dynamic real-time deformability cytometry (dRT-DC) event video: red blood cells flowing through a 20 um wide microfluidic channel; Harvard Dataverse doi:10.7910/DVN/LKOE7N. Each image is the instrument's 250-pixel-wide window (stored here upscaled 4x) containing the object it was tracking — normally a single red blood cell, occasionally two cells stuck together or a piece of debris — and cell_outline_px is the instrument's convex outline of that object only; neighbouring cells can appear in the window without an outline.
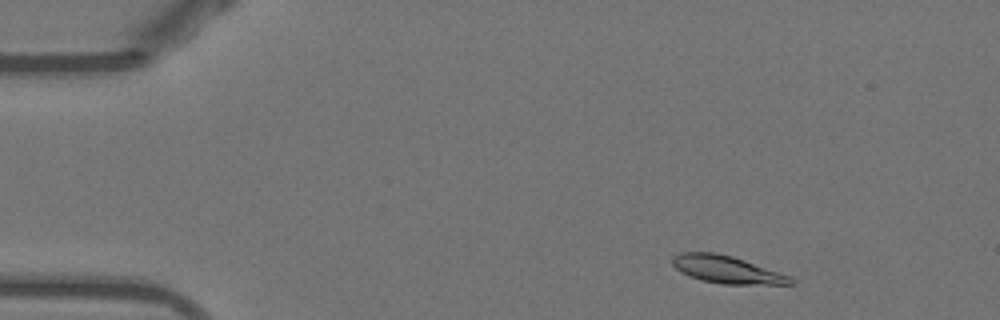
{"species": "Egyptian fruit bat (a non-hibernating species)", "species_latin": "Rousettus aegyptiacus", "temperature_condition": "warm", "stored_images_in_passage": 48, "camera_frame_rate_fps": 3000, "um_per_image_px": 0.085, "animal": {"sex": "female"}, "frame": {"image": 1, "passage_image": 3, "time_ms": 0.667, "image_size_px": [1000, 320], "cell_outline_px": [[796, 280], [792, 284], [720, 284], [700, 280], [688, 276], [680, 272], [672, 264], [672, 256], [680, 252], [716, 252], [732, 256], [744, 260], [788, 276]], "centroid_in_image_um": [61.7, 22.91], "position_along_channel_um": 23.3, "area_um2": 18.84}}
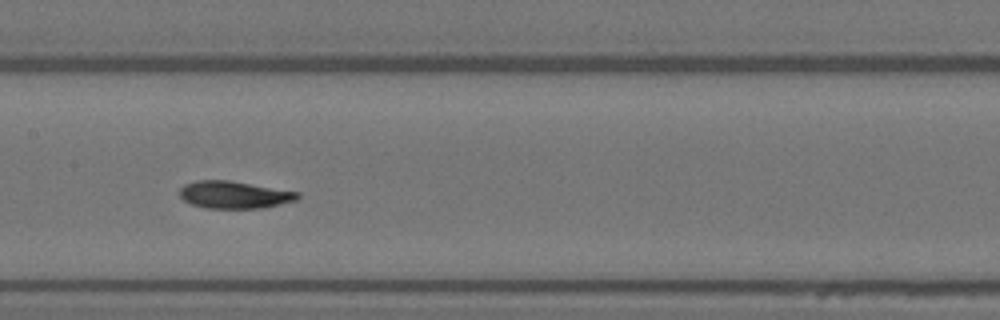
{"frame": {"image": 2, "passage_image": 22, "time_ms": 7.0, "image_size_px": [1000, 320], "cell_outline_px": [[300, 196], [296, 200], [264, 208], [204, 208], [192, 204], [184, 200], [180, 196], [180, 188], [184, 184], [196, 180], [228, 180], [300, 192]], "centroid_in_image_um": [19.91, 16.55], "position_along_channel_um": 187.5, "area_um2": 18.79}}
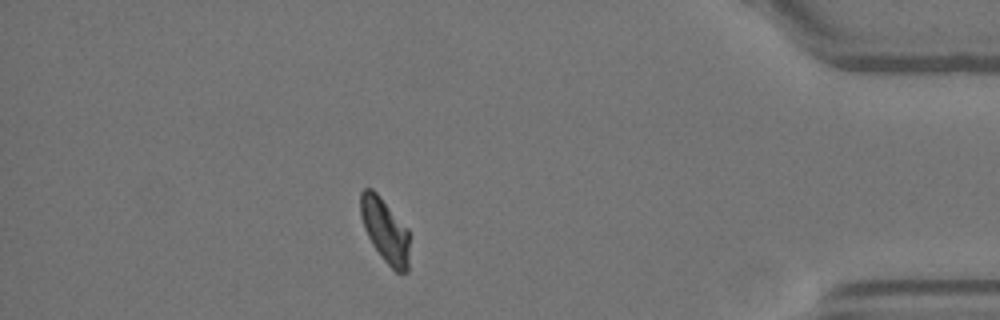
{"frame": {"image": 3, "passage_image": 42, "time_ms": 13.667, "image_size_px": [1000, 320], "cell_outline_px": [[408, 272], [396, 272], [380, 256], [372, 244], [364, 228], [360, 216], [360, 192], [364, 188], [372, 188], [380, 196], [408, 228]], "centroid_in_image_um": [32.71, 19.56], "position_along_channel_um": 402.5, "area_um2": 18.26}, "authors_computed_cell_mechanics": {"area_um2": 19.1318, "velocity_mm_per_s": 3.8552, "shape_relaxation_time_tau1_ms": 4.1695, "shape_relaxation_time_tau2_ms": 3.1254, "deformation_change_tau1": 0.1484, "deformation_change_tau2": 0.0635}}